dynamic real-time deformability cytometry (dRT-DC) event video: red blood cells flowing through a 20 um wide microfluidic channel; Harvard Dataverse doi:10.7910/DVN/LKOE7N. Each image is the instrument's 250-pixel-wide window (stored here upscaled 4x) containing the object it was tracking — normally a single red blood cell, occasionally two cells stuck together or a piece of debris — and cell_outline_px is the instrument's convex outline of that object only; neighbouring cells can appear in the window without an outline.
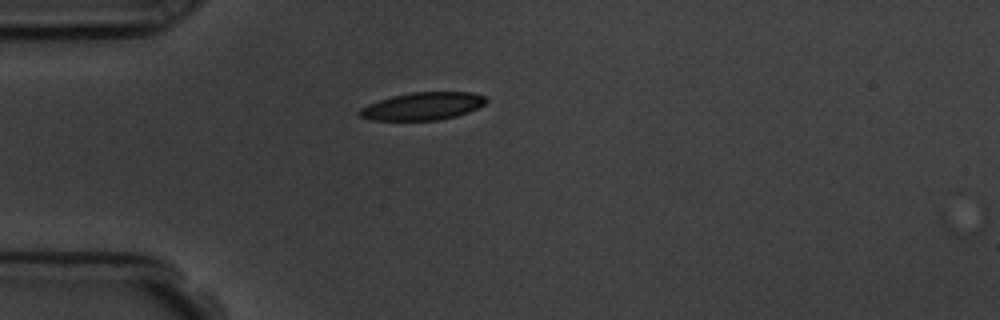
{"species": "common noctule bat (a hibernating species)", "species_latin": "Nyctalus noctula", "temperature_condition": "room temperature", "stored_images_in_passage": 2, "camera_frame_rate_fps": 3000, "um_per_image_px": 0.085, "animal": {"sex": "male", "body_mass_g": 19.5, "forearm_length_mm": 54.6}, "frame": {"image": 1, "passage_image": 1, "time_ms": 0.0, "image_size_px": [1000, 320], "cell_outline_px": [[488, 100], [484, 104], [468, 112], [456, 116], [436, 120], [372, 120], [360, 116], [356, 112], [360, 108], [368, 104], [392, 96], [412, 92], [472, 92], [484, 96]], "centroid_in_image_um": [35.91, 9.02], "position_along_channel_um": 49.1, "area_um2": 20.29}}